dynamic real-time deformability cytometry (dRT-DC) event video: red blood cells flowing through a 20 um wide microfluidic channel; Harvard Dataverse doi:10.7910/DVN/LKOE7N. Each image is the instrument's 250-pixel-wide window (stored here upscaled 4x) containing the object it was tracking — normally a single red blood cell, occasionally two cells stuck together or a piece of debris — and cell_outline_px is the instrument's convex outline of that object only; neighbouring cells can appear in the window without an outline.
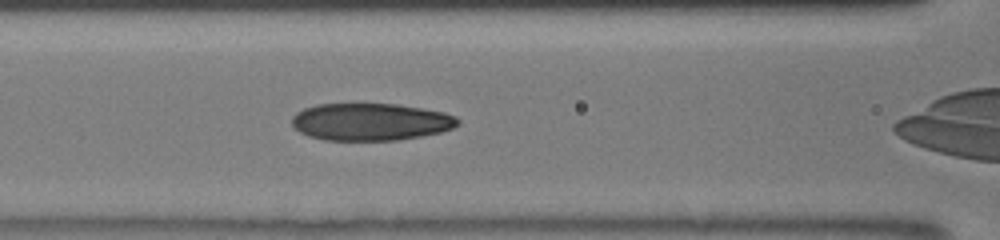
{"species": "human", "species_latin": "Homo sapiens", "temperature_condition": "room temperature", "stored_images_in_passage": 38, "camera_frame_rate_fps": 3000, "um_per_image_px": 0.085, "donor": {"sex": "male"}, "frame": {"image": 1, "passage_image": 4, "time_ms": 0.667, "image_size_px": [1000, 240], "cell_outline_px": [[460, 124], [452, 128], [440, 132], [420, 136], [396, 140], [324, 140], [308, 136], [300, 132], [292, 124], [292, 116], [296, 112], [304, 108], [316, 104], [396, 104], [424, 108], [444, 112], [456, 116], [460, 120]], "centroid_in_image_um": [31.51, 10.35], "position_along_channel_um": 135.1, "area_um2": 36.18}}
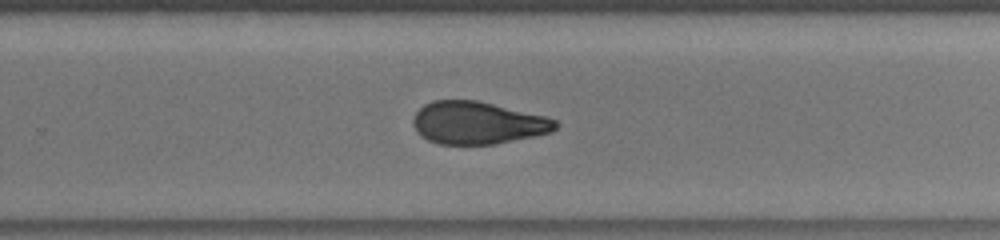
{"frame": {"image": 2, "passage_image": 19, "time_ms": 4.333, "image_size_px": [1000, 240], "cell_outline_px": [[560, 124], [552, 132], [496, 144], [436, 144], [420, 136], [416, 132], [412, 124], [412, 120], [416, 112], [424, 104], [432, 100], [476, 100], [544, 116], [556, 120]], "centroid_in_image_um": [40.56, 10.45], "position_along_channel_um": 289.2, "area_um2": 35.32}}
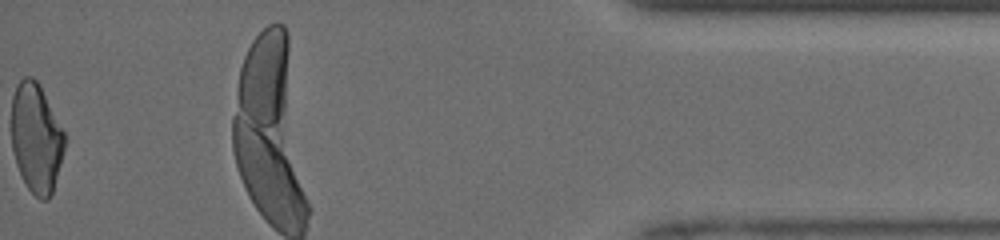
{"frame": {"image": 3, "passage_image": 37, "time_ms": 9.333, "image_size_px": [1000, 240], "cell_outline_px": [[64, 148], [60, 164], [52, 192], [48, 200], [40, 200], [28, 188], [16, 164], [12, 148], [12, 96], [16, 84], [24, 76], [32, 76], [36, 80], [64, 132]], "centroid_in_image_um": [3.05, 11.73], "position_along_channel_um": 432.1, "area_um2": 33.29}, "authors_computed_cell_mechanics": {"area_um2": 35.8071, "velocity_mm_per_s": 4.219, "shape_relaxation_time_tau1_ms": 5.3786, "shape_relaxation_time_tau2_ms": 1.389, "deformation_change_tau1": 0.1585, "deformation_change_tau2": 0.0633}}